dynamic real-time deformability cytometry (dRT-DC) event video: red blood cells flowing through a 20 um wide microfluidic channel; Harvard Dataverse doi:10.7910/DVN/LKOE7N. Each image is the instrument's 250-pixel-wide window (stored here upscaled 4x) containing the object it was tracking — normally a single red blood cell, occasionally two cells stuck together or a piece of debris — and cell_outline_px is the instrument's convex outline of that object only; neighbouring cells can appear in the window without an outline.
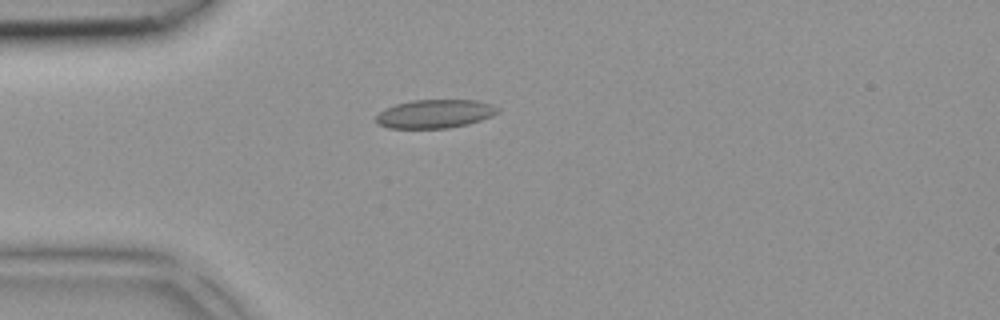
{"species": "common noctule bat (a hibernating species)", "species_latin": "Nyctalus noctula", "temperature_condition": "room temperature", "stored_images_in_passage": 2, "camera_frame_rate_fps": 3000, "um_per_image_px": 0.085, "animal": {"sex": "female", "body_mass_g": 18.4}, "frame": {"image": 1, "passage_image": 2, "time_ms": 0.333, "image_size_px": [1000, 320], "cell_outline_px": [[500, 112], [492, 116], [468, 124], [448, 128], [388, 128], [376, 124], [376, 116], [384, 108], [396, 104], [412, 100], [476, 100], [492, 104], [500, 108]], "centroid_in_image_um": [36.97, 9.67], "position_along_channel_um": 48.0, "area_um2": 20.4}}